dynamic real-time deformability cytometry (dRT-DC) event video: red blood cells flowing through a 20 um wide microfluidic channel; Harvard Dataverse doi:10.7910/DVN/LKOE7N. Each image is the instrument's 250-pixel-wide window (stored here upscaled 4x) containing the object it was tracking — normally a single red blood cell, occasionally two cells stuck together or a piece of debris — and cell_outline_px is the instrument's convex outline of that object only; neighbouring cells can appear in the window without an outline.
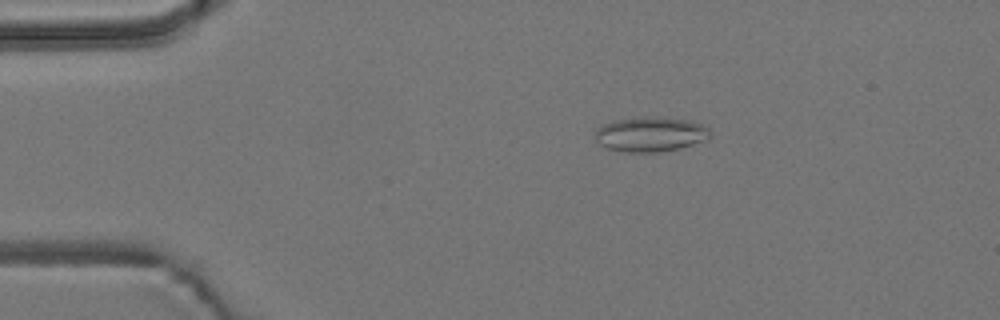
{"species": "common noctule bat (a hibernating species)", "species_latin": "Nyctalus noctula", "temperature_condition": "room temperature", "stored_images_in_passage": 4, "camera_frame_rate_fps": 3000, "um_per_image_px": 0.085, "animal": {"sex": "male", "body_mass_g": 19.2, "forearm_length_mm": 51.8}, "frame": {"image": 1, "passage_image": 3, "time_ms": 0.667, "image_size_px": [1000, 320], "cell_outline_px": [[712, 132], [708, 140], [680, 148], [656, 152], [620, 152], [608, 148], [600, 144], [596, 140], [596, 128], [612, 120], [652, 116], [684, 120], [700, 124], [708, 128]], "centroid_in_image_um": [55.29, 11.42], "position_along_channel_um": 29.7, "area_um2": 23.29}}